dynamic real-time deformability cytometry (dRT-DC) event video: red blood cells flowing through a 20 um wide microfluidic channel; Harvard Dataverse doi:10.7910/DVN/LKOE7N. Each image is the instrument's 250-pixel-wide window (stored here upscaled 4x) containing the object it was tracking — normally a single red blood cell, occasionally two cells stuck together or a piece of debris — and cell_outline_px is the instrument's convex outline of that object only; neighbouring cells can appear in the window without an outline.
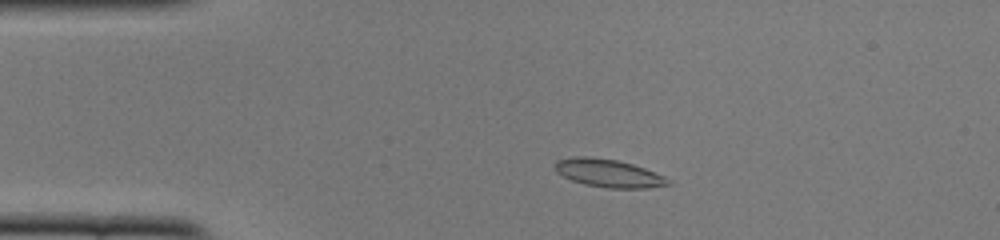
{"species": "common noctule bat (a hibernating species)", "species_latin": "Nyctalus noctula", "temperature_condition": "cold", "stored_images_in_passage": 49, "camera_frame_rate_fps": 3000, "um_per_image_px": 0.085, "animal": {"sex": "female", "body_mass_g": 22.0, "forearm_length_mm": 56.7}, "frame": {"image": 1, "passage_image": 8, "time_ms": 2.333, "image_size_px": [1000, 240], "cell_outline_px": [[672, 184], [648, 188], [608, 188], [584, 184], [572, 180], [556, 172], [556, 160], [576, 156], [588, 156], [616, 160], [632, 164], [644, 168], [664, 176], [672, 180]], "centroid_in_image_um": [51.75, 14.72], "position_along_channel_um": 33.2, "area_um2": 18.38}}
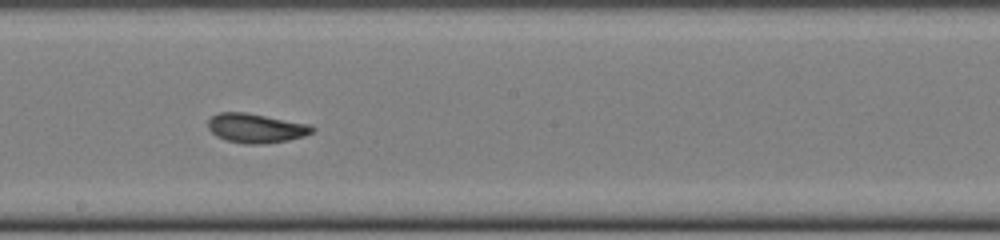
{"frame": {"image": 2, "passage_image": 26, "time_ms": 8.333, "image_size_px": [1000, 240], "cell_outline_px": [[316, 128], [312, 132], [304, 136], [288, 140], [264, 144], [244, 144], [224, 140], [216, 136], [208, 128], [208, 120], [212, 116], [220, 112], [244, 112], [308, 124]], "centroid_in_image_um": [21.72, 10.9], "position_along_channel_um": 226.5, "area_um2": 17.74}}
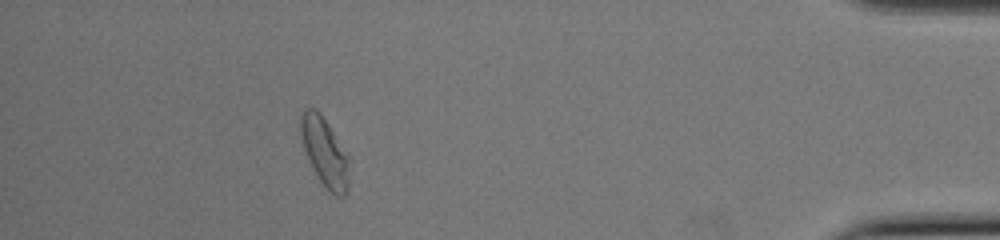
{"frame": {"image": 3, "passage_image": 44, "time_ms": 14.333, "image_size_px": [1000, 240], "cell_outline_px": [[348, 192], [344, 196], [336, 196], [316, 176], [312, 168], [304, 148], [300, 132], [300, 116], [304, 108], [316, 108], [320, 112], [328, 124], [348, 156]], "centroid_in_image_um": [27.58, 12.9], "position_along_channel_um": 407.6, "area_um2": 19.13}, "authors_computed_cell_mechanics": {"area_um2": 17.918, "velocity_mm_per_s": 3.8884, "shape_relaxation_time_tau1_ms": 6.5535, "shape_relaxation_time_tau2_ms": 2.927, "deformation_change_tau1": 0.1963, "deformation_change_tau2": 0.0607}}